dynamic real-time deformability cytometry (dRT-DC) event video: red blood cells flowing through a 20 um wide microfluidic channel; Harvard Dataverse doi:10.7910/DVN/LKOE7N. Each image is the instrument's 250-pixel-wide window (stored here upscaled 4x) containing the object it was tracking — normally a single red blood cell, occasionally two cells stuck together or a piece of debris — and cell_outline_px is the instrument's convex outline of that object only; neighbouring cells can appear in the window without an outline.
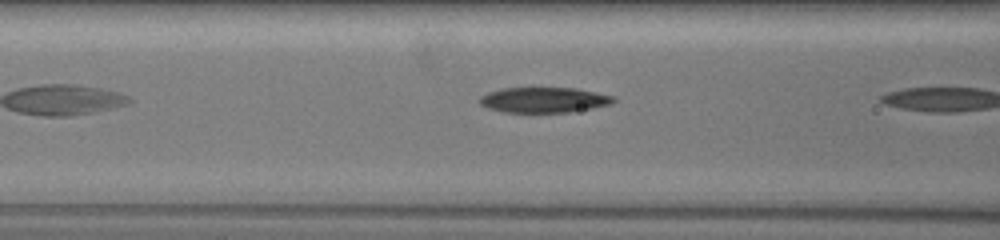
{"species": "common noctule bat (a hibernating species)", "species_latin": "Nyctalus noctula", "temperature_condition": "warm", "stored_images_in_passage": 5, "camera_frame_rate_fps": 3000, "um_per_image_px": 0.085, "animal": {"sex": "female", "body_mass_g": 19.5, "forearm_length_mm": 54.1}, "frame": {"image": 1, "passage_image": 4, "time_ms": 1.0, "image_size_px": [1000, 240], "cell_outline_px": [[616, 100], [612, 104], [592, 108], [568, 112], [504, 112], [488, 108], [480, 104], [480, 96], [488, 92], [504, 88], [576, 88], [616, 96]], "centroid_in_image_um": [46.27, 8.49], "position_along_channel_um": 120.3, "area_um2": 19.77}}